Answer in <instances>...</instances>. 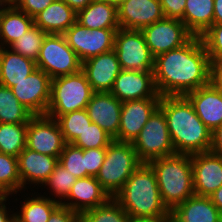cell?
I'll list each match as a JSON object with an SVG mask.
<instances>
[{"instance_id":"7402d4cb","label":"cell","mask_w":222,"mask_h":222,"mask_svg":"<svg viewBox=\"0 0 222 222\" xmlns=\"http://www.w3.org/2000/svg\"><path fill=\"white\" fill-rule=\"evenodd\" d=\"M186 97L193 104L197 116L211 131L222 124V92L209 83Z\"/></svg>"},{"instance_id":"4fadbf2b","label":"cell","mask_w":222,"mask_h":222,"mask_svg":"<svg viewBox=\"0 0 222 222\" xmlns=\"http://www.w3.org/2000/svg\"><path fill=\"white\" fill-rule=\"evenodd\" d=\"M10 89L34 116L46 115L50 102L51 78L44 71L37 68Z\"/></svg>"},{"instance_id":"d6a6232c","label":"cell","mask_w":222,"mask_h":222,"mask_svg":"<svg viewBox=\"0 0 222 222\" xmlns=\"http://www.w3.org/2000/svg\"><path fill=\"white\" fill-rule=\"evenodd\" d=\"M56 120L66 143H72L92 123L86 109L60 115Z\"/></svg>"},{"instance_id":"7c38bea8","label":"cell","mask_w":222,"mask_h":222,"mask_svg":"<svg viewBox=\"0 0 222 222\" xmlns=\"http://www.w3.org/2000/svg\"><path fill=\"white\" fill-rule=\"evenodd\" d=\"M66 142L56 119L35 115L28 122L26 148L59 159Z\"/></svg>"},{"instance_id":"9c48e42d","label":"cell","mask_w":222,"mask_h":222,"mask_svg":"<svg viewBox=\"0 0 222 222\" xmlns=\"http://www.w3.org/2000/svg\"><path fill=\"white\" fill-rule=\"evenodd\" d=\"M114 51L121 70L154 69L155 57L149 50L141 30L119 28L115 34Z\"/></svg>"},{"instance_id":"f907efd6","label":"cell","mask_w":222,"mask_h":222,"mask_svg":"<svg viewBox=\"0 0 222 222\" xmlns=\"http://www.w3.org/2000/svg\"><path fill=\"white\" fill-rule=\"evenodd\" d=\"M213 204L222 213V186H220L216 191H214L210 196Z\"/></svg>"},{"instance_id":"603a6c76","label":"cell","mask_w":222,"mask_h":222,"mask_svg":"<svg viewBox=\"0 0 222 222\" xmlns=\"http://www.w3.org/2000/svg\"><path fill=\"white\" fill-rule=\"evenodd\" d=\"M170 222H222L210 197L193 195L170 212Z\"/></svg>"},{"instance_id":"ab89813d","label":"cell","mask_w":222,"mask_h":222,"mask_svg":"<svg viewBox=\"0 0 222 222\" xmlns=\"http://www.w3.org/2000/svg\"><path fill=\"white\" fill-rule=\"evenodd\" d=\"M106 155V148L83 149L86 163V177H96Z\"/></svg>"},{"instance_id":"d590c367","label":"cell","mask_w":222,"mask_h":222,"mask_svg":"<svg viewBox=\"0 0 222 222\" xmlns=\"http://www.w3.org/2000/svg\"><path fill=\"white\" fill-rule=\"evenodd\" d=\"M90 222H128L129 215L111 197L106 203L99 205L84 213Z\"/></svg>"},{"instance_id":"7a4b0ae2","label":"cell","mask_w":222,"mask_h":222,"mask_svg":"<svg viewBox=\"0 0 222 222\" xmlns=\"http://www.w3.org/2000/svg\"><path fill=\"white\" fill-rule=\"evenodd\" d=\"M159 108L165 114L175 153L193 155L210 151L212 131L197 116L186 96H161Z\"/></svg>"},{"instance_id":"3957f363","label":"cell","mask_w":222,"mask_h":222,"mask_svg":"<svg viewBox=\"0 0 222 222\" xmlns=\"http://www.w3.org/2000/svg\"><path fill=\"white\" fill-rule=\"evenodd\" d=\"M113 198L130 216L170 217L161 200L155 172L148 163H141Z\"/></svg>"},{"instance_id":"ffe728a7","label":"cell","mask_w":222,"mask_h":222,"mask_svg":"<svg viewBox=\"0 0 222 222\" xmlns=\"http://www.w3.org/2000/svg\"><path fill=\"white\" fill-rule=\"evenodd\" d=\"M18 173L21 179V191L26 185L40 187L46 182L58 164V158L24 148L18 155ZM25 187V188H24Z\"/></svg>"},{"instance_id":"5bb4252c","label":"cell","mask_w":222,"mask_h":222,"mask_svg":"<svg viewBox=\"0 0 222 222\" xmlns=\"http://www.w3.org/2000/svg\"><path fill=\"white\" fill-rule=\"evenodd\" d=\"M160 101L161 98H144L122 102L117 141L133 143Z\"/></svg>"},{"instance_id":"1f68e13d","label":"cell","mask_w":222,"mask_h":222,"mask_svg":"<svg viewBox=\"0 0 222 222\" xmlns=\"http://www.w3.org/2000/svg\"><path fill=\"white\" fill-rule=\"evenodd\" d=\"M18 192H21L18 158L0 152V194L12 197Z\"/></svg>"},{"instance_id":"ba28073f","label":"cell","mask_w":222,"mask_h":222,"mask_svg":"<svg viewBox=\"0 0 222 222\" xmlns=\"http://www.w3.org/2000/svg\"><path fill=\"white\" fill-rule=\"evenodd\" d=\"M132 144L142 163L176 154L170 139L165 114L160 108L152 114Z\"/></svg>"},{"instance_id":"6da1fadb","label":"cell","mask_w":222,"mask_h":222,"mask_svg":"<svg viewBox=\"0 0 222 222\" xmlns=\"http://www.w3.org/2000/svg\"><path fill=\"white\" fill-rule=\"evenodd\" d=\"M210 59L201 37L155 57L153 76L160 96H186L209 84Z\"/></svg>"},{"instance_id":"4316f807","label":"cell","mask_w":222,"mask_h":222,"mask_svg":"<svg viewBox=\"0 0 222 222\" xmlns=\"http://www.w3.org/2000/svg\"><path fill=\"white\" fill-rule=\"evenodd\" d=\"M34 26V18L14 4L0 13V47H10Z\"/></svg>"},{"instance_id":"7bdbcfd3","label":"cell","mask_w":222,"mask_h":222,"mask_svg":"<svg viewBox=\"0 0 222 222\" xmlns=\"http://www.w3.org/2000/svg\"><path fill=\"white\" fill-rule=\"evenodd\" d=\"M209 83L215 89L222 92V58L210 60Z\"/></svg>"},{"instance_id":"f6af8a7d","label":"cell","mask_w":222,"mask_h":222,"mask_svg":"<svg viewBox=\"0 0 222 222\" xmlns=\"http://www.w3.org/2000/svg\"><path fill=\"white\" fill-rule=\"evenodd\" d=\"M210 152L217 155H222V124L212 131Z\"/></svg>"},{"instance_id":"e0dca14e","label":"cell","mask_w":222,"mask_h":222,"mask_svg":"<svg viewBox=\"0 0 222 222\" xmlns=\"http://www.w3.org/2000/svg\"><path fill=\"white\" fill-rule=\"evenodd\" d=\"M120 28L141 30L164 18L159 0H119Z\"/></svg>"},{"instance_id":"52a82bcc","label":"cell","mask_w":222,"mask_h":222,"mask_svg":"<svg viewBox=\"0 0 222 222\" xmlns=\"http://www.w3.org/2000/svg\"><path fill=\"white\" fill-rule=\"evenodd\" d=\"M36 65L51 79H54L79 72L82 62L68 45L64 35L47 34L43 40Z\"/></svg>"},{"instance_id":"8d00e7d4","label":"cell","mask_w":222,"mask_h":222,"mask_svg":"<svg viewBox=\"0 0 222 222\" xmlns=\"http://www.w3.org/2000/svg\"><path fill=\"white\" fill-rule=\"evenodd\" d=\"M113 140L99 125L91 123L71 144L82 149L107 148Z\"/></svg>"},{"instance_id":"74e56055","label":"cell","mask_w":222,"mask_h":222,"mask_svg":"<svg viewBox=\"0 0 222 222\" xmlns=\"http://www.w3.org/2000/svg\"><path fill=\"white\" fill-rule=\"evenodd\" d=\"M58 163L77 179L86 177V163L82 148L66 143L59 156Z\"/></svg>"},{"instance_id":"836d02e7","label":"cell","mask_w":222,"mask_h":222,"mask_svg":"<svg viewBox=\"0 0 222 222\" xmlns=\"http://www.w3.org/2000/svg\"><path fill=\"white\" fill-rule=\"evenodd\" d=\"M47 34L39 27L33 26L26 33L16 40L9 48L14 52L37 61L43 40Z\"/></svg>"},{"instance_id":"db71d44e","label":"cell","mask_w":222,"mask_h":222,"mask_svg":"<svg viewBox=\"0 0 222 222\" xmlns=\"http://www.w3.org/2000/svg\"><path fill=\"white\" fill-rule=\"evenodd\" d=\"M98 1H107V2H112L114 4H117L119 0H98Z\"/></svg>"},{"instance_id":"d6986e66","label":"cell","mask_w":222,"mask_h":222,"mask_svg":"<svg viewBox=\"0 0 222 222\" xmlns=\"http://www.w3.org/2000/svg\"><path fill=\"white\" fill-rule=\"evenodd\" d=\"M122 102L110 92H94L86 110L92 123L99 125L114 140L120 125Z\"/></svg>"},{"instance_id":"cb8c5ba5","label":"cell","mask_w":222,"mask_h":222,"mask_svg":"<svg viewBox=\"0 0 222 222\" xmlns=\"http://www.w3.org/2000/svg\"><path fill=\"white\" fill-rule=\"evenodd\" d=\"M76 16L64 1L55 0L34 17V25L46 34L63 35L76 22Z\"/></svg>"},{"instance_id":"f546056e","label":"cell","mask_w":222,"mask_h":222,"mask_svg":"<svg viewBox=\"0 0 222 222\" xmlns=\"http://www.w3.org/2000/svg\"><path fill=\"white\" fill-rule=\"evenodd\" d=\"M33 116L9 87L0 84V123H28Z\"/></svg>"},{"instance_id":"60d3db41","label":"cell","mask_w":222,"mask_h":222,"mask_svg":"<svg viewBox=\"0 0 222 222\" xmlns=\"http://www.w3.org/2000/svg\"><path fill=\"white\" fill-rule=\"evenodd\" d=\"M55 0H13V4L21 11L34 18Z\"/></svg>"},{"instance_id":"277c9868","label":"cell","mask_w":222,"mask_h":222,"mask_svg":"<svg viewBox=\"0 0 222 222\" xmlns=\"http://www.w3.org/2000/svg\"><path fill=\"white\" fill-rule=\"evenodd\" d=\"M148 164L155 172L161 200L170 212L195 195L191 155L176 153Z\"/></svg>"},{"instance_id":"f1b7e54d","label":"cell","mask_w":222,"mask_h":222,"mask_svg":"<svg viewBox=\"0 0 222 222\" xmlns=\"http://www.w3.org/2000/svg\"><path fill=\"white\" fill-rule=\"evenodd\" d=\"M27 197L20 203L21 210L14 212L15 222H48L52 212L61 204L59 201L40 195Z\"/></svg>"},{"instance_id":"8fae6325","label":"cell","mask_w":222,"mask_h":222,"mask_svg":"<svg viewBox=\"0 0 222 222\" xmlns=\"http://www.w3.org/2000/svg\"><path fill=\"white\" fill-rule=\"evenodd\" d=\"M141 32L154 57L182 47L193 37L181 20L165 17L144 27Z\"/></svg>"},{"instance_id":"83f0119b","label":"cell","mask_w":222,"mask_h":222,"mask_svg":"<svg viewBox=\"0 0 222 222\" xmlns=\"http://www.w3.org/2000/svg\"><path fill=\"white\" fill-rule=\"evenodd\" d=\"M214 0H186L183 23L193 36L203 35L212 25Z\"/></svg>"},{"instance_id":"ee69618b","label":"cell","mask_w":222,"mask_h":222,"mask_svg":"<svg viewBox=\"0 0 222 222\" xmlns=\"http://www.w3.org/2000/svg\"><path fill=\"white\" fill-rule=\"evenodd\" d=\"M78 213L73 210L65 207L63 205H59L50 215L48 222H72L73 218Z\"/></svg>"},{"instance_id":"bcb514c9","label":"cell","mask_w":222,"mask_h":222,"mask_svg":"<svg viewBox=\"0 0 222 222\" xmlns=\"http://www.w3.org/2000/svg\"><path fill=\"white\" fill-rule=\"evenodd\" d=\"M9 197L10 195L0 194V222H15L14 211H11V214L9 210L7 211L8 207L6 206V202Z\"/></svg>"},{"instance_id":"f5cc1de1","label":"cell","mask_w":222,"mask_h":222,"mask_svg":"<svg viewBox=\"0 0 222 222\" xmlns=\"http://www.w3.org/2000/svg\"><path fill=\"white\" fill-rule=\"evenodd\" d=\"M72 222H90V220L87 218V216L84 213H78L73 218Z\"/></svg>"},{"instance_id":"484cf974","label":"cell","mask_w":222,"mask_h":222,"mask_svg":"<svg viewBox=\"0 0 222 222\" xmlns=\"http://www.w3.org/2000/svg\"><path fill=\"white\" fill-rule=\"evenodd\" d=\"M37 69L36 62L9 47H0V84L11 88Z\"/></svg>"},{"instance_id":"e575fe53","label":"cell","mask_w":222,"mask_h":222,"mask_svg":"<svg viewBox=\"0 0 222 222\" xmlns=\"http://www.w3.org/2000/svg\"><path fill=\"white\" fill-rule=\"evenodd\" d=\"M76 179L77 178L74 175L58 163L43 185L45 187L47 186V190H50L49 193L52 199L61 203L70 193L72 185L75 183Z\"/></svg>"},{"instance_id":"9a60e30c","label":"cell","mask_w":222,"mask_h":222,"mask_svg":"<svg viewBox=\"0 0 222 222\" xmlns=\"http://www.w3.org/2000/svg\"><path fill=\"white\" fill-rule=\"evenodd\" d=\"M121 102L144 98H161L153 71L121 70L110 91Z\"/></svg>"},{"instance_id":"4dcf8cb0","label":"cell","mask_w":222,"mask_h":222,"mask_svg":"<svg viewBox=\"0 0 222 222\" xmlns=\"http://www.w3.org/2000/svg\"><path fill=\"white\" fill-rule=\"evenodd\" d=\"M28 123H0V152L18 157L26 147Z\"/></svg>"},{"instance_id":"681fc988","label":"cell","mask_w":222,"mask_h":222,"mask_svg":"<svg viewBox=\"0 0 222 222\" xmlns=\"http://www.w3.org/2000/svg\"><path fill=\"white\" fill-rule=\"evenodd\" d=\"M213 24L222 23V0H214Z\"/></svg>"},{"instance_id":"5b68a950","label":"cell","mask_w":222,"mask_h":222,"mask_svg":"<svg viewBox=\"0 0 222 222\" xmlns=\"http://www.w3.org/2000/svg\"><path fill=\"white\" fill-rule=\"evenodd\" d=\"M93 93L82 70L51 79L50 102L46 115L57 119L60 115L86 109Z\"/></svg>"},{"instance_id":"d4e9b609","label":"cell","mask_w":222,"mask_h":222,"mask_svg":"<svg viewBox=\"0 0 222 222\" xmlns=\"http://www.w3.org/2000/svg\"><path fill=\"white\" fill-rule=\"evenodd\" d=\"M76 21L88 29H119L117 4L93 0L77 12Z\"/></svg>"},{"instance_id":"ac0fdd59","label":"cell","mask_w":222,"mask_h":222,"mask_svg":"<svg viewBox=\"0 0 222 222\" xmlns=\"http://www.w3.org/2000/svg\"><path fill=\"white\" fill-rule=\"evenodd\" d=\"M81 70L93 92H110L121 67L116 52L112 50L86 59L82 62Z\"/></svg>"},{"instance_id":"f35d334b","label":"cell","mask_w":222,"mask_h":222,"mask_svg":"<svg viewBox=\"0 0 222 222\" xmlns=\"http://www.w3.org/2000/svg\"><path fill=\"white\" fill-rule=\"evenodd\" d=\"M210 60L222 58V23L213 24L200 36Z\"/></svg>"},{"instance_id":"816d5d0a","label":"cell","mask_w":222,"mask_h":222,"mask_svg":"<svg viewBox=\"0 0 222 222\" xmlns=\"http://www.w3.org/2000/svg\"><path fill=\"white\" fill-rule=\"evenodd\" d=\"M13 5V0H0V13Z\"/></svg>"},{"instance_id":"7dc6e473","label":"cell","mask_w":222,"mask_h":222,"mask_svg":"<svg viewBox=\"0 0 222 222\" xmlns=\"http://www.w3.org/2000/svg\"><path fill=\"white\" fill-rule=\"evenodd\" d=\"M128 222H170V217H133L129 215Z\"/></svg>"},{"instance_id":"8992f818","label":"cell","mask_w":222,"mask_h":222,"mask_svg":"<svg viewBox=\"0 0 222 222\" xmlns=\"http://www.w3.org/2000/svg\"><path fill=\"white\" fill-rule=\"evenodd\" d=\"M141 163L132 143L113 140L106 148L97 181L113 197Z\"/></svg>"},{"instance_id":"2e32d148","label":"cell","mask_w":222,"mask_h":222,"mask_svg":"<svg viewBox=\"0 0 222 222\" xmlns=\"http://www.w3.org/2000/svg\"><path fill=\"white\" fill-rule=\"evenodd\" d=\"M193 188L197 196L209 197L222 186V155L203 152L191 155Z\"/></svg>"},{"instance_id":"30bf717a","label":"cell","mask_w":222,"mask_h":222,"mask_svg":"<svg viewBox=\"0 0 222 222\" xmlns=\"http://www.w3.org/2000/svg\"><path fill=\"white\" fill-rule=\"evenodd\" d=\"M118 29H88L77 21L63 34L81 62L114 50Z\"/></svg>"},{"instance_id":"44dd1931","label":"cell","mask_w":222,"mask_h":222,"mask_svg":"<svg viewBox=\"0 0 222 222\" xmlns=\"http://www.w3.org/2000/svg\"><path fill=\"white\" fill-rule=\"evenodd\" d=\"M110 198L111 196L100 185L97 178L88 176L76 179L70 193L61 202V205L76 213H85L87 210L106 203Z\"/></svg>"},{"instance_id":"c3c4849f","label":"cell","mask_w":222,"mask_h":222,"mask_svg":"<svg viewBox=\"0 0 222 222\" xmlns=\"http://www.w3.org/2000/svg\"><path fill=\"white\" fill-rule=\"evenodd\" d=\"M76 13L89 5L93 0H62Z\"/></svg>"},{"instance_id":"b9f144b4","label":"cell","mask_w":222,"mask_h":222,"mask_svg":"<svg viewBox=\"0 0 222 222\" xmlns=\"http://www.w3.org/2000/svg\"><path fill=\"white\" fill-rule=\"evenodd\" d=\"M165 18L178 19L183 22L186 0H159Z\"/></svg>"}]
</instances>
